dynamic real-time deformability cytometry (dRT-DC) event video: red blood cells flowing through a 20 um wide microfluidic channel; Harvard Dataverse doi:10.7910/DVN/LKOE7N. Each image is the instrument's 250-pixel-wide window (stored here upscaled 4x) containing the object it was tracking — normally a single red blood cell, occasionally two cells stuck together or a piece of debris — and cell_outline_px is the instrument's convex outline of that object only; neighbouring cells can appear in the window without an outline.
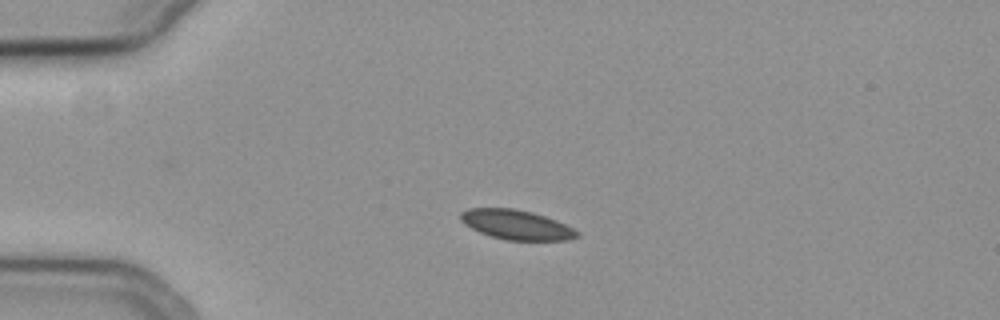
{"species": "common noctule bat (a hibernating species)", "species_latin": "Nyctalus noctula", "temperature_condition": "cold", "stored_images_in_passage": 3, "camera_frame_rate_fps": 3000, "um_per_image_px": 0.085, "animal": {"sex": "female", "body_mass_g": 19.3, "forearm_length_mm": 54.1}, "frame": {"image": 1, "passage_image": 1, "time_ms": 0.0, "image_size_px": [1000, 320], "cell_outline_px": [[580, 236], [568, 240], [508, 240], [492, 236], [480, 232], [464, 224], [460, 220], [460, 212], [468, 208], [512, 208], [532, 212], [556, 220], [580, 232]], "centroid_in_image_um": [43.89, 19.1], "position_along_channel_um": 41.1, "area_um2": 20.0}}